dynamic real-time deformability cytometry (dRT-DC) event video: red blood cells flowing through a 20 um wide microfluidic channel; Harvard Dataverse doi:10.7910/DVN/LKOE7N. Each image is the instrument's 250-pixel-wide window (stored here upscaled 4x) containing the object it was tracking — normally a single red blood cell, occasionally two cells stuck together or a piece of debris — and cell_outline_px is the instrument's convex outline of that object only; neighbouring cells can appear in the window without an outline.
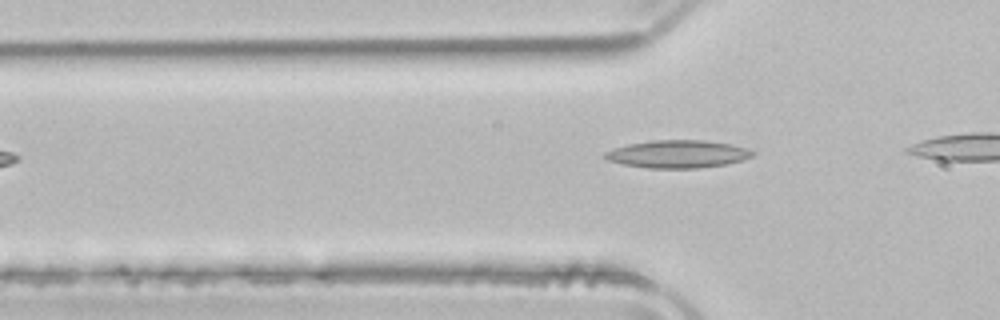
{"species": "common noctule bat (a hibernating species)", "species_latin": "Nyctalus noctula", "temperature_condition": "room temperature", "stored_images_in_passage": 3, "camera_frame_rate_fps": 3000, "um_per_image_px": 0.085, "animal": {"sex": "male", "body_mass_g": 21.5, "forearm_length_mm": 52.0}, "frame": {"image": 1, "passage_image": 3, "time_ms": 0.667, "image_size_px": [1000, 320], "cell_outline_px": [[756, 152], [752, 156], [744, 160], [728, 164], [696, 168], [648, 168], [624, 164], [608, 160], [604, 156], [604, 152], [628, 144], [652, 140], [704, 140], [728, 144], [748, 148]], "centroid_in_image_um": [57.65, 13.09], "position_along_channel_um": 68.2, "area_um2": 23.76}}